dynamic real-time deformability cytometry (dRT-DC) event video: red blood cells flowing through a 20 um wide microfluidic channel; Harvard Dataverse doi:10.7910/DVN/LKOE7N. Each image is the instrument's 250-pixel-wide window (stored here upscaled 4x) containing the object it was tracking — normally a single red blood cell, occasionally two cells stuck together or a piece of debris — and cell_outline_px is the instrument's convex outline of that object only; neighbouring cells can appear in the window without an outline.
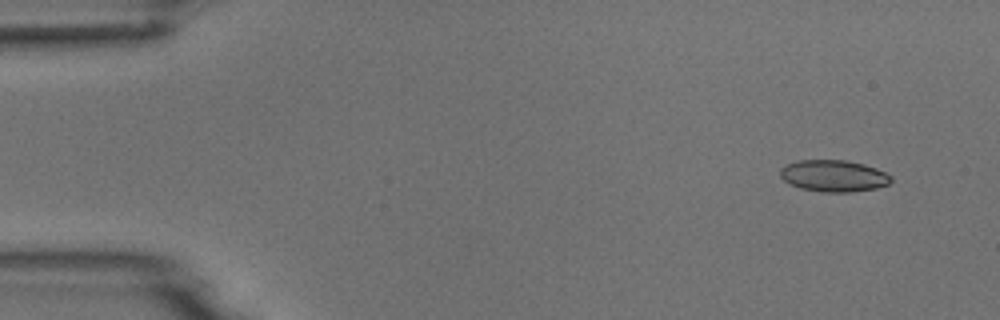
{"species": "common noctule bat (a hibernating species)", "species_latin": "Nyctalus noctula", "temperature_condition": "room temperature", "stored_images_in_passage": 7, "camera_frame_rate_fps": 3000, "um_per_image_px": 0.085, "animal": {"sex": "male", "body_mass_g": 18.8}, "frame": {"image": 1, "passage_image": 2, "time_ms": 1.0, "image_size_px": [1000, 320], "cell_outline_px": [[892, 180], [888, 184], [876, 188], [852, 192], [824, 192], [800, 188], [788, 184], [780, 176], [780, 168], [796, 160], [844, 160], [864, 164], [876, 168], [892, 176]], "centroid_in_image_um": [70.85, 14.95], "position_along_channel_um": 14.2, "area_um2": 20.52}}
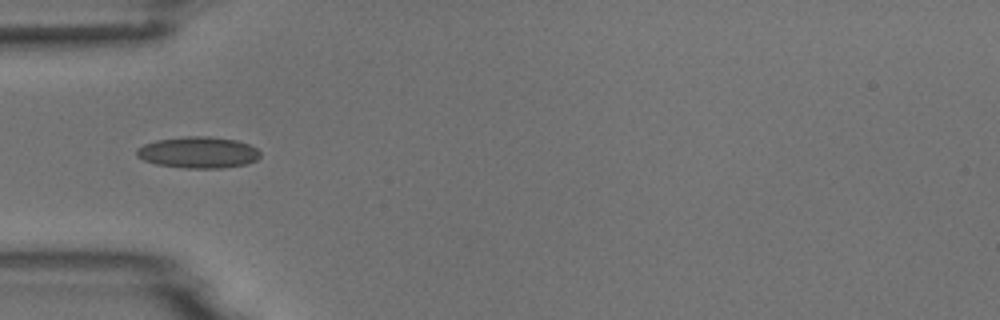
{"frame": {"image": 2, "passage_image": 5, "time_ms": 5.333, "image_size_px": [1000, 320], "cell_outline_px": [[260, 156], [256, 160], [248, 164], [220, 168], [184, 168], [156, 164], [144, 160], [136, 156], [136, 148], [144, 144], [156, 140], [184, 136], [208, 136], [236, 140], [248, 144], [256, 148], [260, 152]], "centroid_in_image_um": [16.83, 12.95], "position_along_channel_um": 68.2, "area_um2": 22.72}}